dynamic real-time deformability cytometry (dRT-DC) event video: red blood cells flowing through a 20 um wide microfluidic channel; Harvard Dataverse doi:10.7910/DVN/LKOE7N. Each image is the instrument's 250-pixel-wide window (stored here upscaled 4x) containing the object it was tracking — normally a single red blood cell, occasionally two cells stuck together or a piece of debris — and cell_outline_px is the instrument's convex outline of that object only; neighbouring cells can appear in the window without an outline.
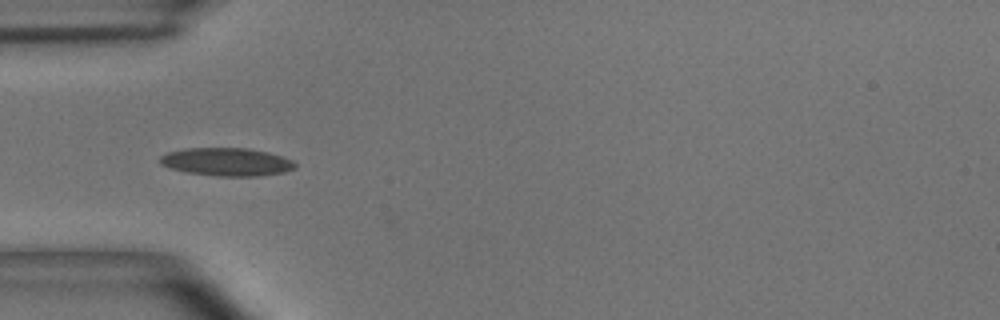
{"species": "common noctule bat (a hibernating species)", "species_latin": "Nyctalus noctula", "temperature_condition": "room temperature", "stored_images_in_passage": 39, "camera_frame_rate_fps": 3000, "um_per_image_px": 0.085, "animal": {"sex": "male", "body_mass_g": 15.6}, "frame": {"image": 1, "passage_image": 1, "time_ms": 0.0, "image_size_px": [1000, 320], "cell_outline_px": [[296, 168], [284, 172], [256, 176], [216, 176], [188, 172], [168, 168], [160, 164], [160, 156], [168, 152], [188, 148], [248, 148], [268, 152], [292, 160], [296, 164]], "centroid_in_image_um": [19.26, 13.76], "position_along_channel_um": 65.7, "area_um2": 22.02}}
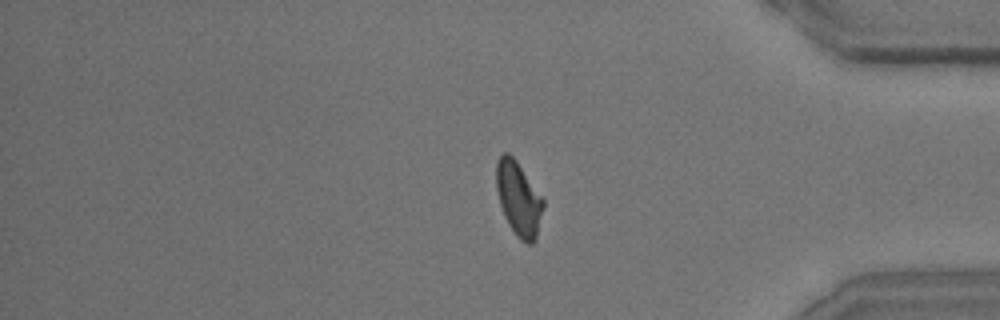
{"frame": {"image": 2, "passage_image": 30, "time_ms": 9.667, "image_size_px": [1000, 320], "cell_outline_px": [[544, 208], [536, 236], [532, 244], [528, 244], [520, 240], [516, 236], [508, 224], [504, 216], [500, 204], [496, 188], [496, 160], [504, 152], [508, 152], [516, 160], [544, 200]], "centroid_in_image_um": [44.07, 16.89], "position_along_channel_um": 391.1, "area_um2": 20.23}}
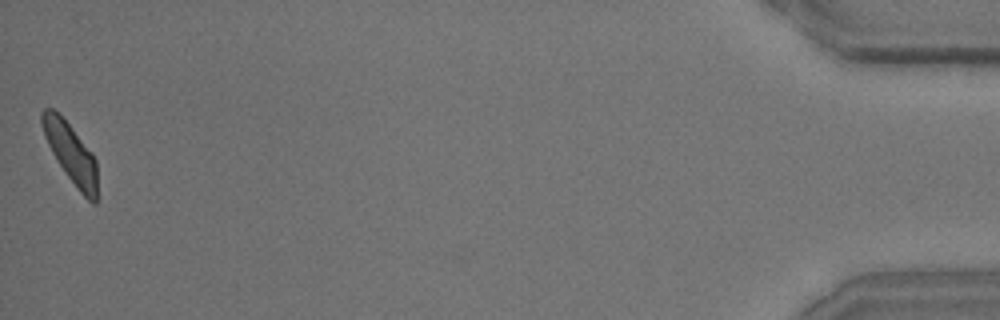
{"frame": {"image": 3, "passage_image": 39, "time_ms": 12.667, "image_size_px": [1000, 320], "cell_outline_px": [[96, 204], [92, 204], [80, 192], [68, 176], [52, 152], [44, 136], [40, 124], [40, 112], [44, 108], [52, 108], [72, 128], [92, 152], [96, 160]], "centroid_in_image_um": [6.0, 12.99], "position_along_channel_um": 429.2, "area_um2": 18.84}, "authors_computed_cell_mechanics": {"area_um2": 20.3456, "velocity_mm_per_s": 3.604, "shape_relaxation_time_tau1_ms": 3.468, "shape_relaxation_time_tau2_ms": 2.1656, "deformation_change_tau1": 0.1444, "deformation_change_tau2": 0.095}}